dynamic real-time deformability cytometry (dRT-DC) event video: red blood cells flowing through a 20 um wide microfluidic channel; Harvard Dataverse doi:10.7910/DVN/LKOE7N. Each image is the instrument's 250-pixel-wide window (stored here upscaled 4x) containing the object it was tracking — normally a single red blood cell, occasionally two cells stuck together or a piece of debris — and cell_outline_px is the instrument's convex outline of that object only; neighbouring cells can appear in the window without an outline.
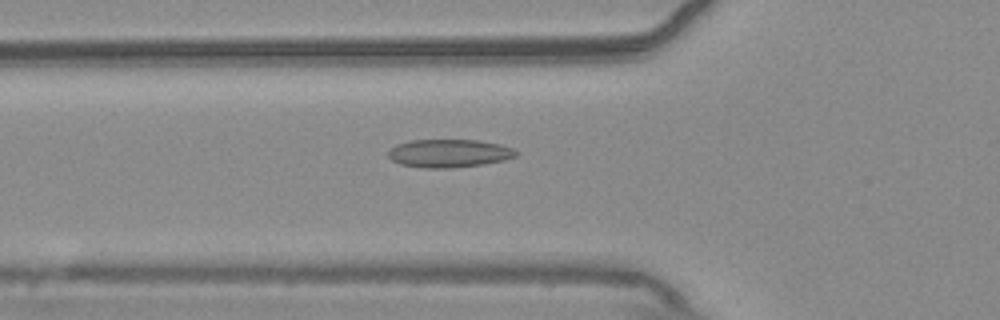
{"species": "common noctule bat (a hibernating species)", "species_latin": "Nyctalus noctula", "temperature_condition": "warm", "stored_images_in_passage": 54, "camera_frame_rate_fps": 3000, "um_per_image_px": 0.085, "animal": {"sex": "male", "body_mass_g": 20.4}, "frame": {"image": 1, "passage_image": 19, "time_ms": 6.0, "image_size_px": [1000, 320], "cell_outline_px": [[520, 152], [516, 156], [504, 160], [484, 164], [452, 168], [424, 168], [400, 164], [392, 160], [388, 156], [388, 152], [396, 144], [412, 140], [480, 140], [500, 144], [512, 148]], "centroid_in_image_um": [38.19, 13.03], "position_along_channel_um": 87.6, "area_um2": 21.04}}
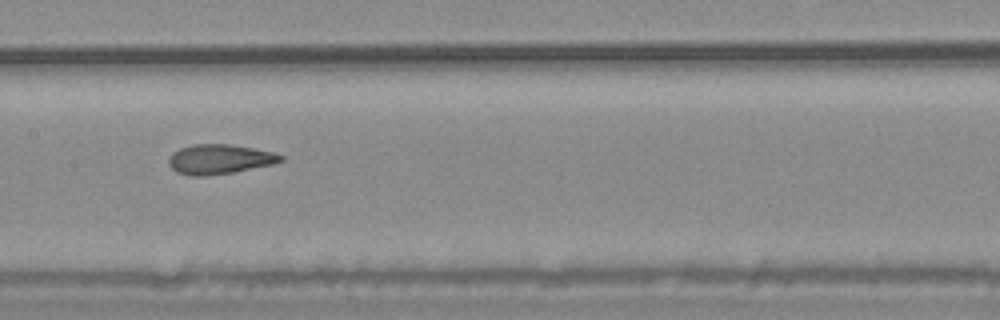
{"frame": {"image": 2, "passage_image": 27, "time_ms": 8.667, "image_size_px": [1000, 320], "cell_outline_px": [[284, 160], [272, 164], [232, 172], [204, 176], [188, 176], [176, 172], [168, 164], [168, 160], [172, 152], [180, 148], [192, 144], [228, 144], [252, 148], [272, 152], [284, 156]], "centroid_in_image_um": [18.61, 13.53], "position_along_channel_um": 188.8, "area_um2": 19.31}}
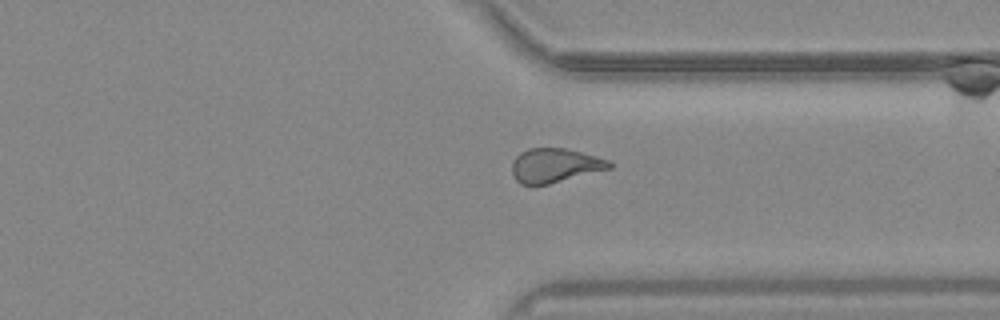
{"frame": {"image": 3, "passage_image": 41, "time_ms": 13.333, "image_size_px": [1000, 320], "cell_outline_px": [[612, 168], [548, 184], [520, 184], [516, 180], [512, 172], [512, 160], [520, 152], [528, 148], [564, 148], [612, 160]], "centroid_in_image_um": [47.17, 14.05], "position_along_channel_um": 364.2, "area_um2": 19.36}, "authors_computed_cell_mechanics": {"area_um2": 20.3456, "velocity_mm_per_s": 3.7589, "shape_relaxation_time_tau1_ms": 6.6011, "shape_relaxation_time_tau2_ms": 1.6011, "deformation_change_tau1": 0.1599, "deformation_change_tau2": 0.0898}}